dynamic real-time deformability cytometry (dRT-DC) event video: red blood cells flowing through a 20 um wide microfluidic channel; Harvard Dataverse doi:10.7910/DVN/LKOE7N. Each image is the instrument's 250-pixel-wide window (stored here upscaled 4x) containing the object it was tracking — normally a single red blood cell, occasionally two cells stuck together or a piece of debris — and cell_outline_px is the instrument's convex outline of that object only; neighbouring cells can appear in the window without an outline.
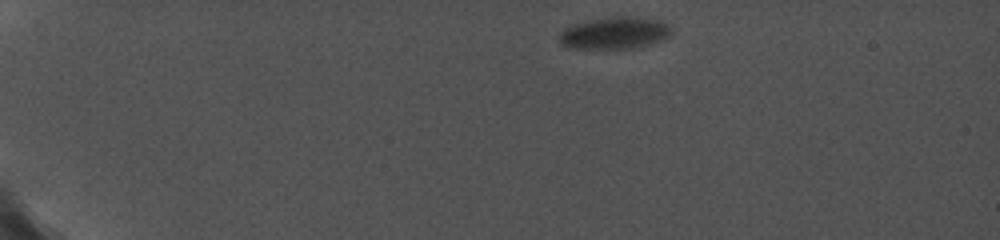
{"species": "common noctule bat (a hibernating species)", "species_latin": "Nyctalus noctula", "temperature_condition": "cold", "stored_images_in_passage": 29, "camera_frame_rate_fps": 5000, "um_per_image_px": 0.085, "animal": {"sex": "female", "body_mass_g": 19.0, "forearm_length_mm": 56.7}, "frame": {"image": 1, "passage_image": 1, "time_ms": 0.0, "image_size_px": [1000, 240], "cell_outline_px": [[672, 32], [668, 36], [660, 40], [648, 44], [632, 48], [568, 48], [560, 44], [560, 32], [564, 28], [588, 20], [612, 16], [628, 16], [660, 20], [668, 24], [672, 28]], "centroid_in_image_um": [52.23, 2.79], "position_along_channel_um": 32.8, "area_um2": 20.81}}
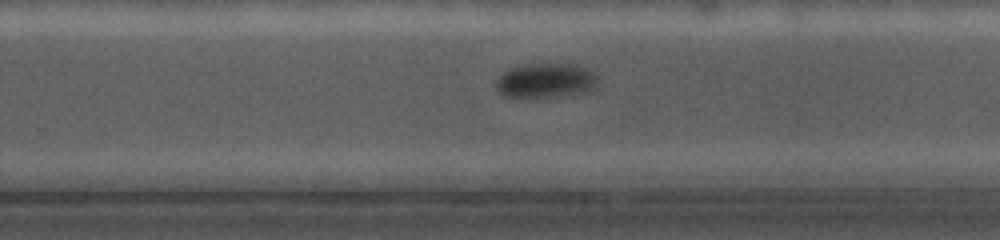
{"frame": {"image": 2, "passage_image": 19, "time_ms": 9.6, "image_size_px": [1000, 240], "cell_outline_px": [[596, 84], [592, 88], [584, 92], [568, 96], [540, 100], [504, 96], [496, 88], [496, 80], [508, 68], [524, 64], [576, 64], [592, 68], [596, 72]], "centroid_in_image_um": [46.39, 6.88], "position_along_channel_um": 283.4, "area_um2": 21.44}}
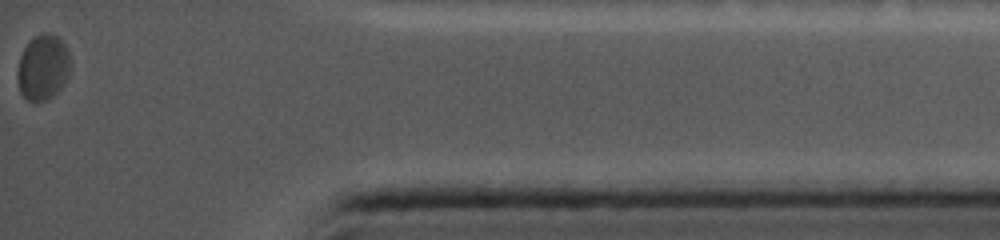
{"frame": {"image": 3, "passage_image": 29, "time_ms": 14.2, "image_size_px": [1000, 240], "cell_outline_px": [[72, 68], [64, 84], [48, 100], [28, 100], [20, 92], [16, 76], [16, 72], [20, 56], [24, 48], [36, 36], [44, 32], [48, 32], [56, 36], [64, 44], [68, 52], [72, 64]], "centroid_in_image_um": [3.66, 5.73], "position_along_channel_um": 431.5, "area_um2": 20.23}, "authors_computed_cell_mechanics": {"area_um2": 21.4438, "velocity_mm_per_s": 3.6363, "shape_relaxation_time_tau1_ms": 0.5219, "shape_relaxation_time_tau2_ms": null, "deformation_change_tau1": 0.0228, "deformation_change_tau2": null}}